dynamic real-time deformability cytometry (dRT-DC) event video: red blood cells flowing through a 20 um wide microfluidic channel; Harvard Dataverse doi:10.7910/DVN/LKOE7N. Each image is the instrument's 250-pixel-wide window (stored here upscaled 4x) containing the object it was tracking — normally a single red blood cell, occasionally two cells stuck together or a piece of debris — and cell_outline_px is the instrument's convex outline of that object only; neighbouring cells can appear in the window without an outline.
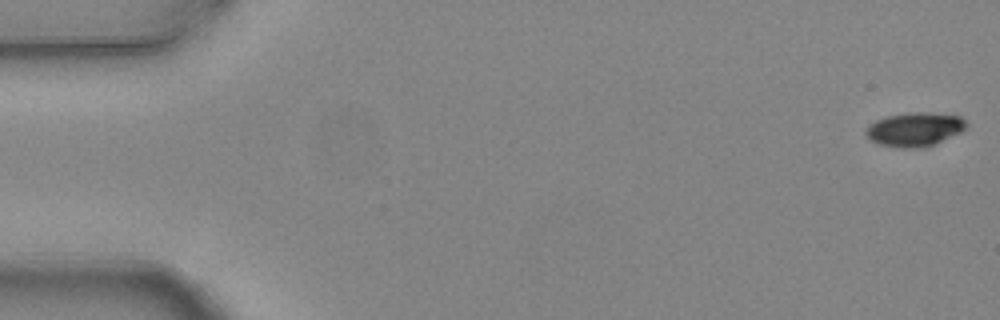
{"species": "common noctule bat (a hibernating species)", "species_latin": "Nyctalus noctula", "temperature_condition": "warm", "stored_images_in_passage": 5, "camera_frame_rate_fps": 3000, "um_per_image_px": 0.085, "animal": {"sex": "female", "body_mass_g": 24.6, "forearm_length_mm": 56.2}, "frame": {"image": 1, "passage_image": 1, "time_ms": 0.0, "image_size_px": [1000, 320], "cell_outline_px": [[968, 128], [960, 132], [932, 144], [920, 148], [904, 148], [880, 144], [868, 140], [864, 132], [876, 120], [888, 116], [912, 112], [920, 112], [960, 116], [968, 124]], "centroid_in_image_um": [77.74, 11.0], "position_along_channel_um": 7.3, "area_um2": 19.48}}
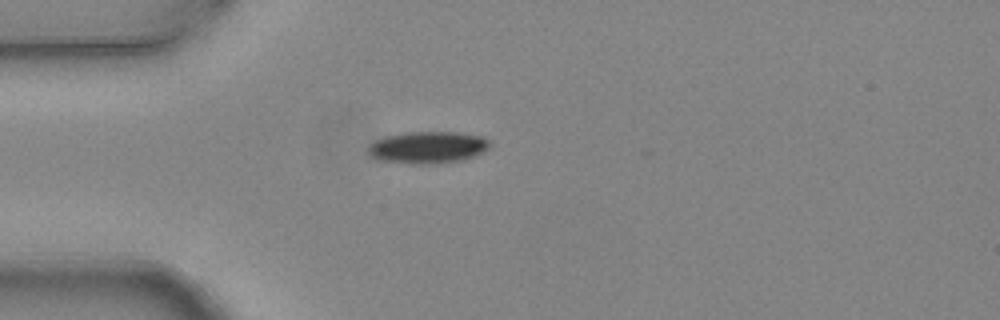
{"frame": {"image": 2, "passage_image": 5, "time_ms": 1.333, "image_size_px": [1000, 320], "cell_outline_px": [[492, 148], [484, 152], [460, 160], [440, 164], [412, 164], [380, 160], [368, 156], [368, 144], [384, 136], [404, 132], [460, 132], [484, 136], [492, 140]], "centroid_in_image_um": [36.4, 12.52], "position_along_channel_um": 48.6, "area_um2": 23.29}}